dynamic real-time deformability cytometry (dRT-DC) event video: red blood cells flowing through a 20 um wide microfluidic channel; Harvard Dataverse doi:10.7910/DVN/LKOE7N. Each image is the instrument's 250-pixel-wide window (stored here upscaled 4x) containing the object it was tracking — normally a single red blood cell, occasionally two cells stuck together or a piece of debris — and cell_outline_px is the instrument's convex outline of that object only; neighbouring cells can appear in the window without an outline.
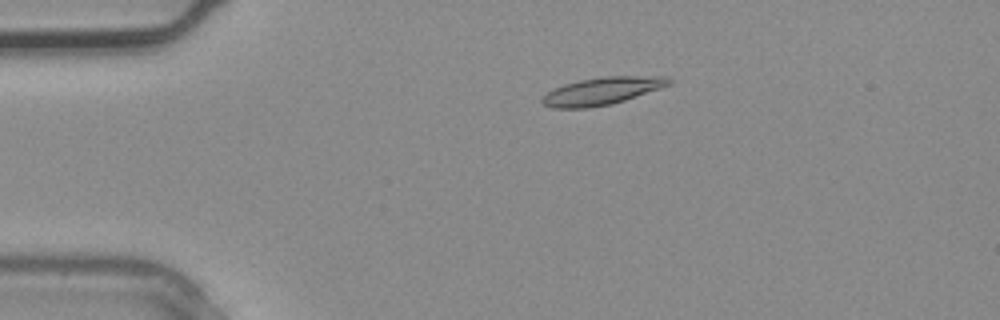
{"species": "common noctule bat (a hibernating species)", "species_latin": "Nyctalus noctula", "temperature_condition": "warm", "stored_images_in_passage": 3, "camera_frame_rate_fps": 3000, "um_per_image_px": 0.085, "animal": {"sex": "male", "body_mass_g": 20.4}, "frame": {"image": 1, "passage_image": 2, "time_ms": 0.333, "image_size_px": [1000, 320], "cell_outline_px": [[672, 84], [612, 104], [588, 108], [552, 108], [544, 104], [540, 100], [548, 92], [564, 84], [580, 80], [604, 76], [668, 76], [672, 80]], "centroid_in_image_um": [51.2, 7.73], "position_along_channel_um": 33.8, "area_um2": 20.17}}